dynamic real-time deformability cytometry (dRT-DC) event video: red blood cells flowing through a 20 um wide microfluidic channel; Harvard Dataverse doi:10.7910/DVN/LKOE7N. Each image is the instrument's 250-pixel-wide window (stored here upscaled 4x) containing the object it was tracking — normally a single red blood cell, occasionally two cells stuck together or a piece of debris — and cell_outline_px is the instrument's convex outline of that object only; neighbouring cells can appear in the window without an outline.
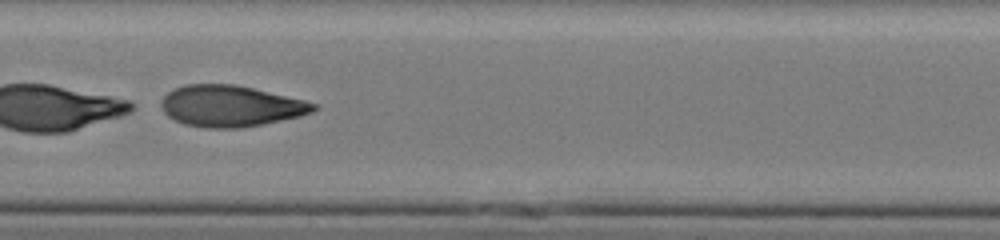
{"species": "human", "species_latin": "Homo sapiens", "temperature_condition": "cold", "stored_images_in_passage": 35, "camera_frame_rate_fps": 3000, "um_per_image_px": 0.085, "donor": {"sex": "male"}, "frame": {"image": 1, "passage_image": 11, "time_ms": 3.333, "image_size_px": [1000, 240], "cell_outline_px": [[320, 108], [312, 112], [300, 116], [240, 128], [208, 128], [184, 124], [168, 116], [164, 112], [160, 104], [160, 100], [168, 92], [176, 88], [188, 84], [236, 84], [304, 100], [316, 104]], "centroid_in_image_um": [19.59, 9.01], "position_along_channel_um": 187.8, "area_um2": 36.41}, "authors_computed_cell_mechanics": {"area_um2": 37.5122, "velocity_mm_per_s": 3.8855, "shape_relaxation_time_tau1_ms": 2.2827, "shape_relaxation_time_tau2_ms": 1.539, "deformation_change_tau1": 0.3444, "deformation_change_tau2": 0.089}}